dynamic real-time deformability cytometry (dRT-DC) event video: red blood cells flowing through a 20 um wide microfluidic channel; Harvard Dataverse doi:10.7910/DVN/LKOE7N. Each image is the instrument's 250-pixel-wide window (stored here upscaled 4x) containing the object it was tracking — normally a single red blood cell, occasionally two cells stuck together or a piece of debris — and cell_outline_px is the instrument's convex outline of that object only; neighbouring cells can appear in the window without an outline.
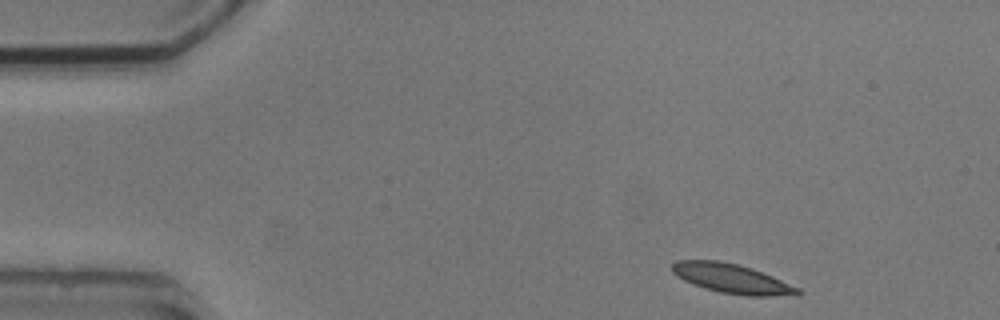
{"species": "common noctule bat (a hibernating species)", "species_latin": "Nyctalus noctula", "temperature_condition": "cold", "stored_images_in_passage": 10, "camera_frame_rate_fps": 3000, "um_per_image_px": 0.085, "animal": {"sex": "male", "body_mass_g": 20.5, "forearm_length_mm": 52.5}, "frame": {"image": 1, "passage_image": 1, "time_ms": 0.0, "image_size_px": [1000, 320], "cell_outline_px": [[804, 292], [800, 296], [748, 296], [720, 292], [704, 288], [684, 280], [676, 276], [672, 272], [672, 264], [676, 260], [716, 260], [736, 264], [752, 268], [772, 276], [800, 288]], "centroid_in_image_um": [62.26, 23.7], "position_along_channel_um": 22.7, "area_um2": 21.68}}
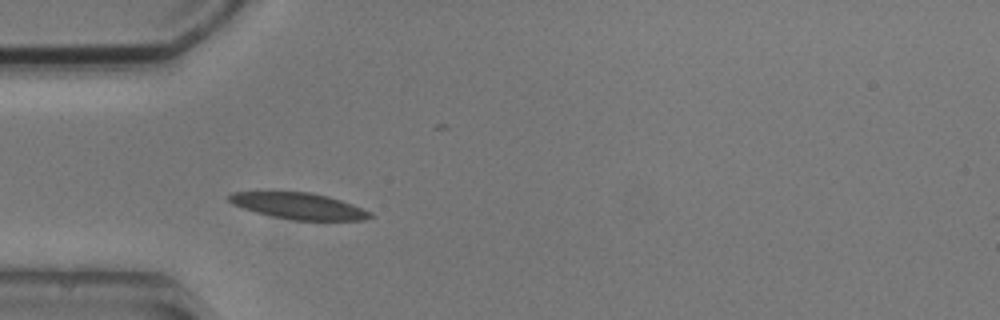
{"frame": {"image": 2, "passage_image": 3, "time_ms": 3.0, "image_size_px": [1000, 320], "cell_outline_px": [[372, 216], [364, 220], [292, 220], [272, 216], [256, 212], [232, 204], [228, 200], [228, 196], [232, 192], [308, 192], [328, 196], [352, 204], [372, 212]], "centroid_in_image_um": [25.4, 17.51], "position_along_channel_um": 59.6, "area_um2": 21.39}}
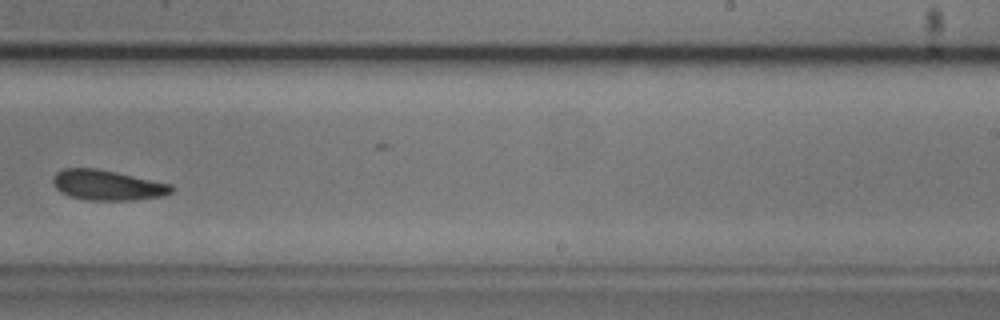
{"frame": {"image": 3, "passage_image": 8, "time_ms": 9.0, "image_size_px": [1000, 320], "cell_outline_px": [[176, 188], [172, 192], [160, 196], [132, 200], [84, 200], [68, 196], [60, 192], [56, 188], [52, 180], [56, 172], [64, 168], [96, 168], [116, 172], [172, 184]], "centroid_in_image_um": [9.11, 15.74], "position_along_channel_um": 279.9, "area_um2": 20.92}}